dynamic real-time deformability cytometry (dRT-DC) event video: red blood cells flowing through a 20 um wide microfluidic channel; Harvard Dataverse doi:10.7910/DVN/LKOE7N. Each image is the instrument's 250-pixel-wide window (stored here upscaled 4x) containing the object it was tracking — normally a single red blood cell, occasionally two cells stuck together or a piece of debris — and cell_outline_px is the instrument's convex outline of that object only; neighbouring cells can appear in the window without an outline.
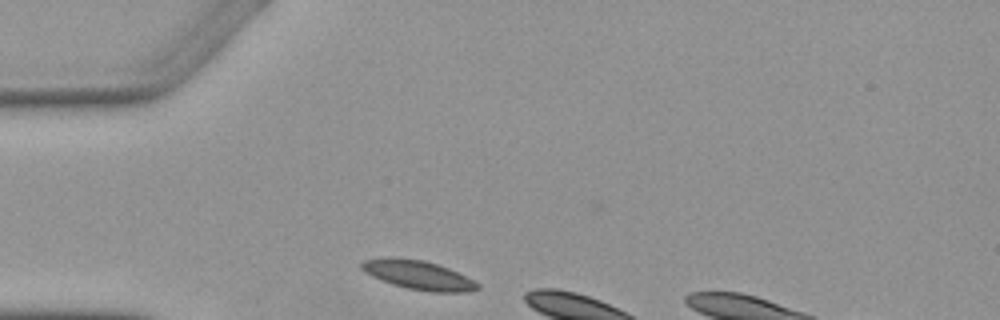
{"species": "Egyptian fruit bat (a non-hibernating species)", "species_latin": "Rousettus aegyptiacus", "temperature_condition": "warm", "stored_images_in_passage": 2, "camera_frame_rate_fps": 3000, "um_per_image_px": 0.085, "animal": {"sex": "female"}, "frame": {"image": 1, "passage_image": 1, "time_ms": 0.0, "image_size_px": [1000, 320], "cell_outline_px": [[480, 288], [468, 292], [432, 292], [408, 288], [392, 284], [372, 276], [364, 272], [360, 268], [360, 264], [364, 260], [388, 256], [392, 256], [424, 260], [448, 268], [480, 284]], "centroid_in_image_um": [35.51, 23.36], "position_along_channel_um": 49.5, "area_um2": 19.59}}